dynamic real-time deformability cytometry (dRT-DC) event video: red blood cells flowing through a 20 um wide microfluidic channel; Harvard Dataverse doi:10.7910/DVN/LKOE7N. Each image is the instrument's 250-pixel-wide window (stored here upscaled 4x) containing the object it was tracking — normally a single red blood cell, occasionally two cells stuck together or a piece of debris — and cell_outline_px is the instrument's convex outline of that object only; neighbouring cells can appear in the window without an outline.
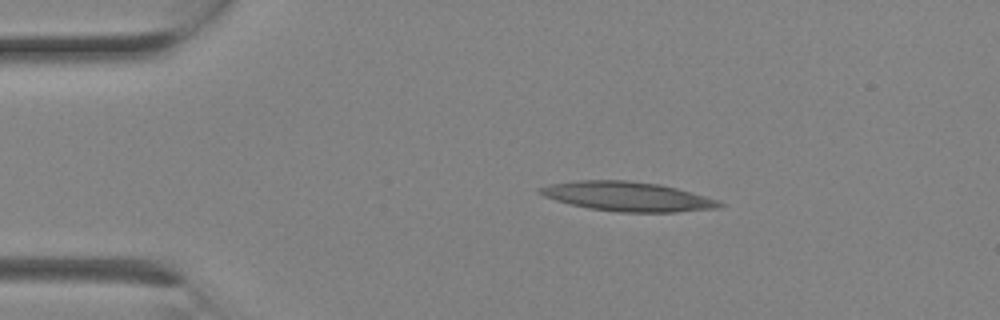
{"species": "Egyptian fruit bat (a non-hibernating species)", "species_latin": "Rousettus aegyptiacus", "temperature_condition": "room temperature", "stored_images_in_passage": 3, "camera_frame_rate_fps": 3000, "um_per_image_px": 0.085, "animal": {"sex": "female"}, "frame": {"image": 1, "passage_image": 3, "time_ms": 0.667, "image_size_px": [1000, 320], "cell_outline_px": [[724, 204], [720, 208], [676, 212], [620, 212], [588, 208], [556, 200], [544, 196], [536, 192], [536, 188], [548, 184], [576, 180], [628, 180], [660, 184], [676, 188], [720, 200]], "centroid_in_image_um": [53.33, 16.69], "position_along_channel_um": 31.7, "area_um2": 30.92}}